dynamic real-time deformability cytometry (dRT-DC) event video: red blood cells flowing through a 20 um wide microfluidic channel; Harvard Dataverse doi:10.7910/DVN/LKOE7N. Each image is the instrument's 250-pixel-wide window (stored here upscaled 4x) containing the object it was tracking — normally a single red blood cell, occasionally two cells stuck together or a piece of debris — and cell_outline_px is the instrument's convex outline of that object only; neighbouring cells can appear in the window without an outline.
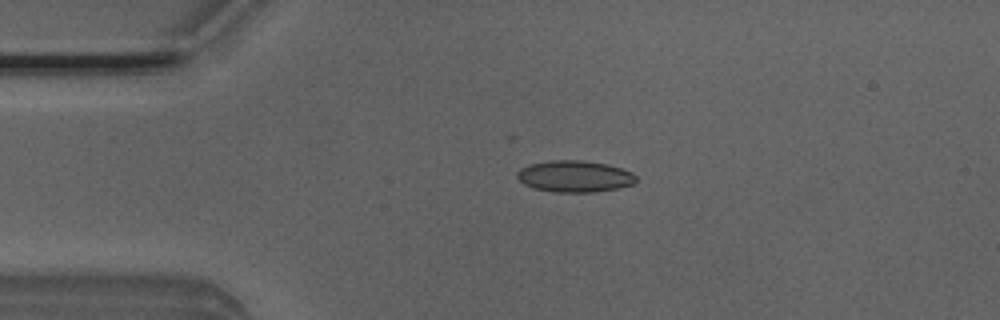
{"species": "Egyptian fruit bat (a non-hibernating species)", "species_latin": "Rousettus aegyptiacus", "temperature_condition": "room temperature", "stored_images_in_passage": 49, "camera_frame_rate_fps": 3000, "um_per_image_px": 0.085, "animal": {"sex": "male"}, "frame": {"image": 1, "passage_image": 10, "time_ms": 3.0, "image_size_px": [1000, 320], "cell_outline_px": [[636, 184], [620, 188], [596, 192], [552, 192], [536, 188], [524, 184], [516, 176], [516, 172], [520, 168], [528, 164], [548, 160], [584, 160], [604, 164], [620, 168], [632, 172], [636, 176]], "centroid_in_image_um": [48.85, 14.99], "position_along_channel_um": 36.2, "area_um2": 22.08}}
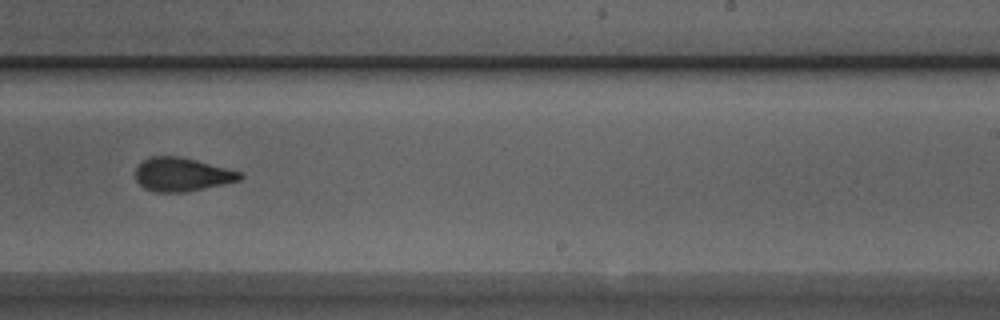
{"frame": {"image": 2, "passage_image": 30, "time_ms": 9.667, "image_size_px": [1000, 320], "cell_outline_px": [[244, 176], [240, 180], [224, 184], [188, 192], [152, 192], [144, 188], [136, 180], [136, 168], [144, 160], [152, 156], [180, 156], [244, 172]], "centroid_in_image_um": [15.5, 14.84], "position_along_channel_um": 273.5, "area_um2": 20.63}}
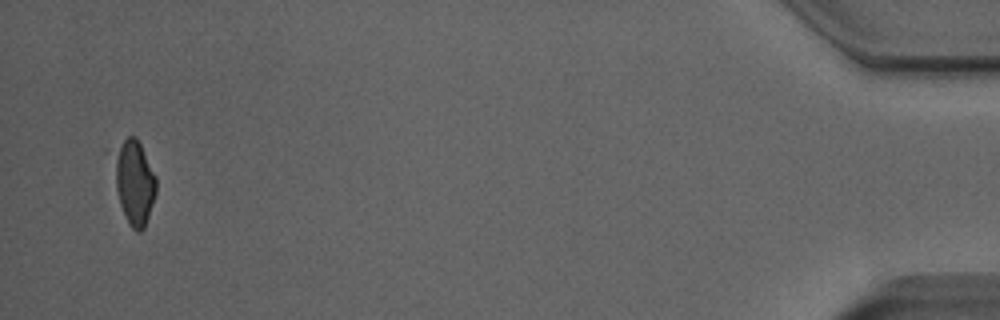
{"frame": {"image": 3, "passage_image": 48, "time_ms": 15.667, "image_size_px": [1000, 320], "cell_outline_px": [[156, 192], [144, 228], [140, 232], [136, 232], [128, 224], [124, 216], [120, 204], [116, 188], [116, 160], [120, 148], [124, 140], [128, 136], [136, 136], [156, 176]], "centroid_in_image_um": [11.46, 15.58], "position_along_channel_um": 423.7, "area_um2": 19.83}}